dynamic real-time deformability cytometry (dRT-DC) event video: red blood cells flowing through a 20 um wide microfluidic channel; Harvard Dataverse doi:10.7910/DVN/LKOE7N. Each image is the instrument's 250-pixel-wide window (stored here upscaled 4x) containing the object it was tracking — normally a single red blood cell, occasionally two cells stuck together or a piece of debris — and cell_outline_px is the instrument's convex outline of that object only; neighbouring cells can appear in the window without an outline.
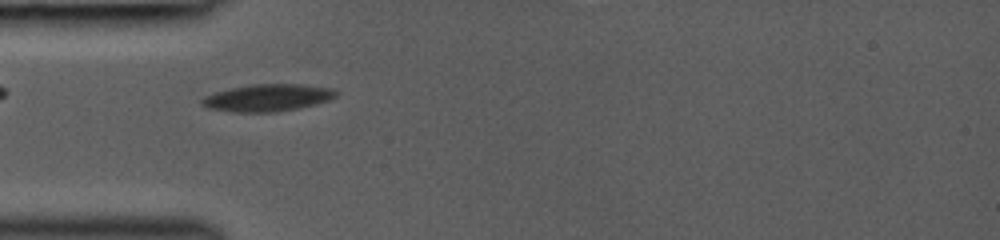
{"species": "common noctule bat (a hibernating species)", "species_latin": "Nyctalus noctula", "temperature_condition": "room temperature", "stored_images_in_passage": 41, "camera_frame_rate_fps": 3000, "um_per_image_px": 0.085, "animal": {"sex": "female", "body_mass_g": 19.0, "forearm_length_mm": 53.3}, "frame": {"image": 1, "passage_image": 1, "time_ms": 0.0, "image_size_px": [1000, 240], "cell_outline_px": [[340, 92], [336, 96], [328, 100], [296, 108], [276, 112], [232, 112], [208, 108], [200, 104], [200, 100], [204, 96], [228, 88], [252, 84], [300, 84], [332, 88]], "centroid_in_image_um": [22.7, 8.3], "position_along_channel_um": 62.3, "area_um2": 21.21}}
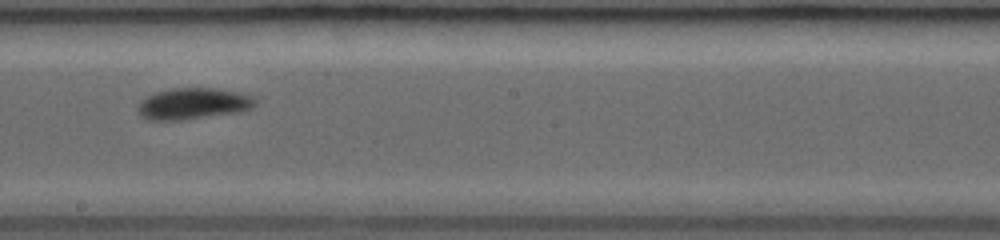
{"frame": {"image": 2, "passage_image": 19, "time_ms": 4.0, "image_size_px": [1000, 240], "cell_outline_px": [[256, 104], [252, 108], [240, 112], [180, 120], [148, 120], [140, 116], [136, 108], [148, 96], [156, 92], [172, 88], [216, 88], [240, 92], [252, 96], [256, 100]], "centroid_in_image_um": [16.44, 8.81], "position_along_channel_um": 231.8, "area_um2": 21.44}}
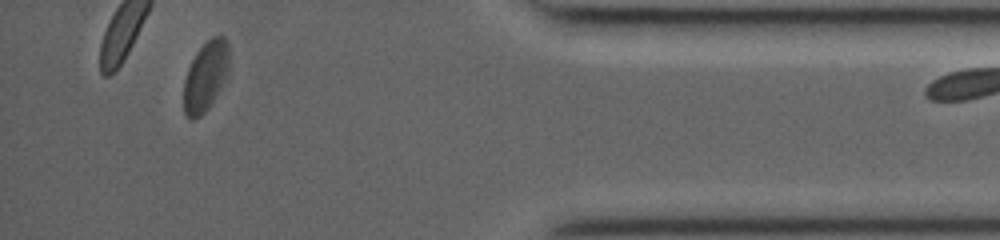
{"frame": {"image": 3, "passage_image": 39, "time_ms": 9.0, "image_size_px": [1000, 240], "cell_outline_px": [[228, 80], [212, 104], [200, 116], [192, 120], [188, 120], [184, 112], [184, 80], [188, 68], [196, 52], [212, 36], [224, 36], [228, 40]], "centroid_in_image_um": [17.5, 6.51], "position_along_channel_um": 417.7, "area_um2": 18.9}}